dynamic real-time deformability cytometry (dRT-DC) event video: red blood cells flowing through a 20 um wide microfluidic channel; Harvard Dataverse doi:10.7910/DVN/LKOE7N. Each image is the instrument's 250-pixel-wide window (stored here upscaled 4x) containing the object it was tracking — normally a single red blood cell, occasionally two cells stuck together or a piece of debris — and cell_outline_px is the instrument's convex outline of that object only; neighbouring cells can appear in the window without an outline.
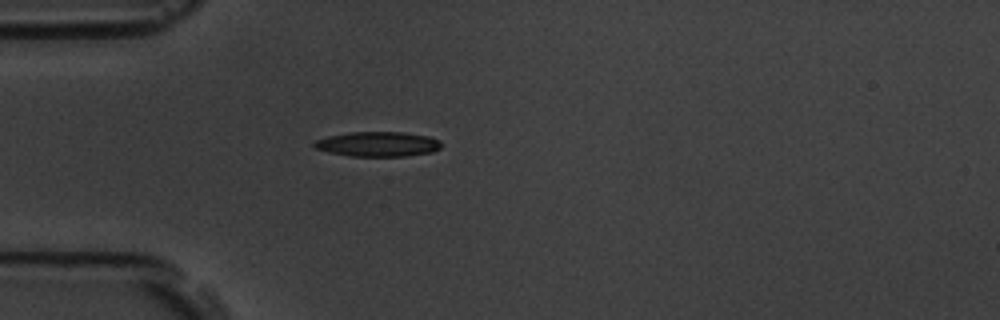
{"species": "common noctule bat (a hibernating species)", "species_latin": "Nyctalus noctula", "temperature_condition": "room temperature", "stored_images_in_passage": 2, "camera_frame_rate_fps": 3000, "um_per_image_px": 0.085, "animal": {"sex": "male", "body_mass_g": 19.5, "forearm_length_mm": 54.6}, "frame": {"image": 1, "passage_image": 2, "time_ms": 1.0, "image_size_px": [1000, 320], "cell_outline_px": [[440, 148], [432, 152], [408, 156], [348, 156], [328, 152], [316, 148], [312, 144], [316, 140], [328, 136], [352, 132], [404, 132], [428, 136], [440, 140]], "centroid_in_image_um": [32.12, 12.25], "position_along_channel_um": 52.9, "area_um2": 18.38}}